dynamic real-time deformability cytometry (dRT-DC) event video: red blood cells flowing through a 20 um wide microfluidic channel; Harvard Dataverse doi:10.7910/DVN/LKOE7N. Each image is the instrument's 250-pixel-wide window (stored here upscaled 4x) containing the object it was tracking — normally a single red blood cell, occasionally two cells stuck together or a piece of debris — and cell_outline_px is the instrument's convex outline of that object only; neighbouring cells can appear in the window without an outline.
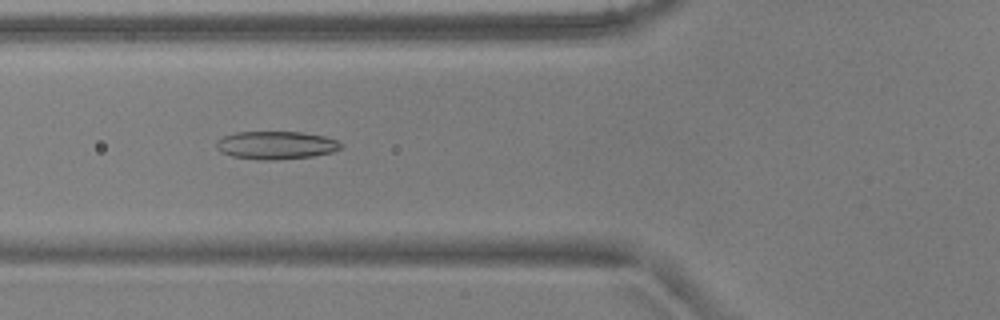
{"species": "common noctule bat (a hibernating species)", "species_latin": "Nyctalus noctula", "temperature_condition": "warm", "stored_images_in_passage": 6, "camera_frame_rate_fps": 3000, "um_per_image_px": 0.085, "animal": {"sex": "male", "body_mass_g": 17.9, "forearm_length_mm": 54.2}, "frame": {"image": 1, "passage_image": 4, "time_ms": 1.0, "image_size_px": [1000, 320], "cell_outline_px": [[344, 144], [340, 148], [332, 152], [312, 156], [276, 160], [260, 160], [232, 156], [220, 152], [216, 148], [216, 140], [224, 136], [236, 132], [300, 132], [324, 136], [336, 140]], "centroid_in_image_um": [23.44, 12.34], "position_along_channel_um": 102.4, "area_um2": 20.35}}
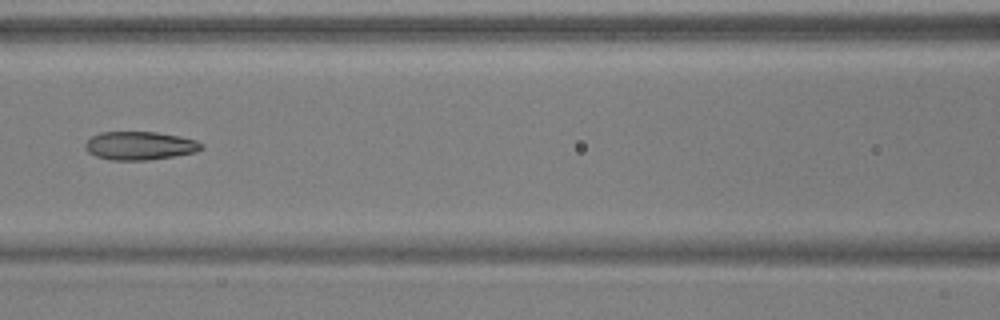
{"frame": {"image": 2, "passage_image": 5, "time_ms": 1.333, "image_size_px": [1000, 320], "cell_outline_px": [[204, 148], [196, 152], [148, 160], [112, 160], [96, 156], [88, 152], [84, 148], [84, 144], [92, 136], [100, 132], [156, 132], [180, 136], [196, 140], [204, 144]], "centroid_in_image_um": [11.89, 12.38], "position_along_channel_um": 154.7, "area_um2": 19.25}}
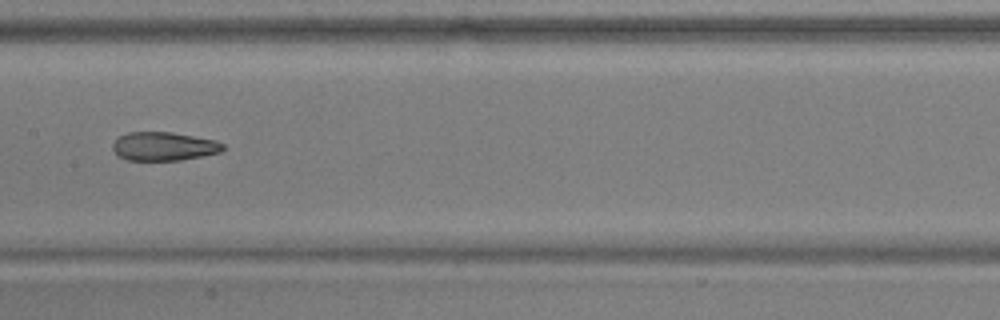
{"frame": {"image": 3, "passage_image": 6, "time_ms": 1.667, "image_size_px": [1000, 320], "cell_outline_px": [[224, 148], [220, 152], [180, 160], [128, 160], [120, 156], [112, 148], [112, 144], [120, 136], [128, 132], [172, 132], [216, 140], [224, 144]], "centroid_in_image_um": [13.94, 12.43], "position_along_channel_um": 193.5, "area_um2": 18.21}}